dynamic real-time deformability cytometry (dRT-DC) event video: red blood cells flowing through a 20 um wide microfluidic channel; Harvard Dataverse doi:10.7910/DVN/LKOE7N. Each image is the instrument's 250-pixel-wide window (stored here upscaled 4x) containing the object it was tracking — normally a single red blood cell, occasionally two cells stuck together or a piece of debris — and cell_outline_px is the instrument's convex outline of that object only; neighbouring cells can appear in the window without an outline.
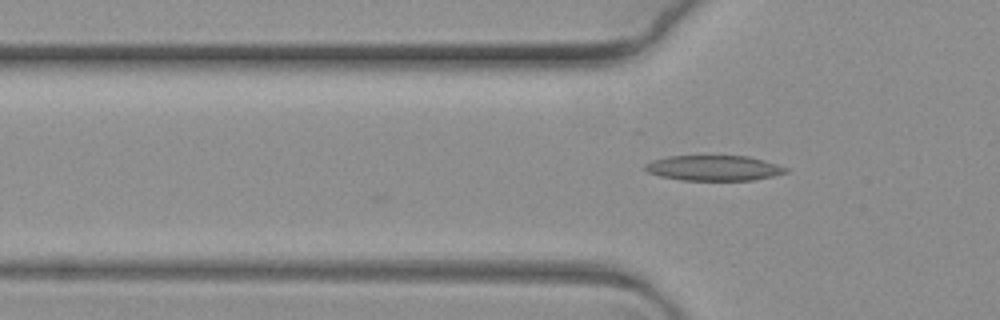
{"species": "common noctule bat (a hibernating species)", "species_latin": "Nyctalus noctula", "temperature_condition": "warm", "stored_images_in_passage": 3, "camera_frame_rate_fps": 3000, "um_per_image_px": 0.085, "animal": {"sex": "female", "body_mass_g": 19.3, "forearm_length_mm": 54.1}, "frame": {"image": 1, "passage_image": 3, "time_ms": 0.667, "image_size_px": [1000, 320], "cell_outline_px": [[788, 172], [772, 176], [752, 180], [680, 180], [660, 176], [648, 172], [644, 168], [644, 164], [652, 160], [668, 156], [748, 156], [764, 160], [788, 168]], "centroid_in_image_um": [60.65, 14.28], "position_along_channel_um": 65.1, "area_um2": 20.69}}